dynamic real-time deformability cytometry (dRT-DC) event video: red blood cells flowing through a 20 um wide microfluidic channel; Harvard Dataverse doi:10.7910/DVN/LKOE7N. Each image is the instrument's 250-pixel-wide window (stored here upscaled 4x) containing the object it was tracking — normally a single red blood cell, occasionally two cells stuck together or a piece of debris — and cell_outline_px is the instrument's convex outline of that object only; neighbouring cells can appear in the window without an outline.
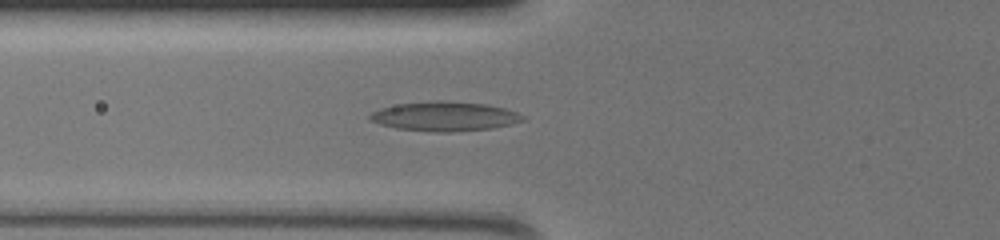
{"species": "common noctule bat (a hibernating species)", "species_latin": "Nyctalus noctula", "temperature_condition": "warm", "stored_images_in_passage": 41, "camera_frame_rate_fps": 3000, "um_per_image_px": 0.085, "animal": {"sex": "female", "body_mass_g": 19.5, "forearm_length_mm": 54.1}, "frame": {"image": 1, "passage_image": 11, "time_ms": 3.333, "image_size_px": [1000, 240], "cell_outline_px": [[524, 120], [492, 128], [448, 132], [436, 132], [396, 128], [380, 124], [368, 120], [368, 116], [372, 112], [380, 108], [400, 104], [436, 100], [440, 100], [484, 104], [504, 108], [516, 112], [524, 116]], "centroid_in_image_um": [37.75, 9.89], "position_along_channel_um": 88.1, "area_um2": 25.89}}
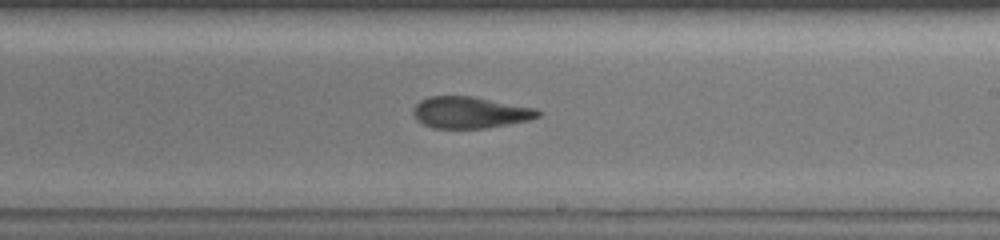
{"frame": {"image": 2, "passage_image": 24, "time_ms": 7.667, "image_size_px": [1000, 240], "cell_outline_px": [[540, 116], [528, 120], [508, 124], [484, 128], [432, 128], [424, 124], [412, 112], [416, 104], [420, 100], [428, 96], [472, 96], [532, 108], [540, 112]], "centroid_in_image_um": [39.92, 9.56], "position_along_channel_um": 249.1, "area_um2": 22.48}}
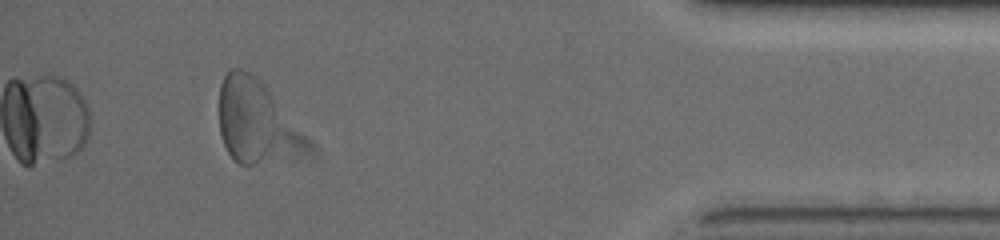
{"frame": {"image": 3, "passage_image": 41, "time_ms": 13.333, "image_size_px": [1000, 240], "cell_outline_px": [[272, 136], [264, 152], [252, 164], [240, 164], [228, 152], [224, 144], [220, 132], [220, 84], [224, 76], [232, 68], [240, 68], [248, 72], [264, 88], [272, 108]], "centroid_in_image_um": [20.79, 9.89], "position_along_channel_um": 414.4, "area_um2": 28.84}, "authors_computed_cell_mechanics": {"area_um2": 24.276, "velocity_mm_per_s": 3.7185, "shape_relaxation_time_tau1_ms": null, "shape_relaxation_time_tau2_ms": 2.929, "deformation_change_tau1": null, "deformation_change_tau2": 0.1187}}